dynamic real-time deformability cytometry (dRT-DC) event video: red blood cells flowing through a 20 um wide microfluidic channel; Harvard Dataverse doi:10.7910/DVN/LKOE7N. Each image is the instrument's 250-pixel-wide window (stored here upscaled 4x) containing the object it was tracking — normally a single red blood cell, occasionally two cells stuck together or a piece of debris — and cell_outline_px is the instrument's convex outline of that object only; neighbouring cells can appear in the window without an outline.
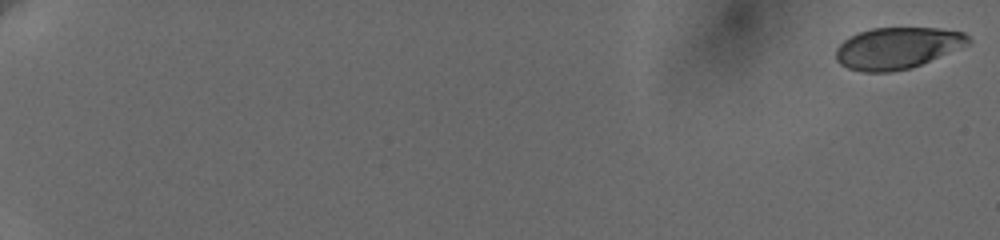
{"species": "human", "species_latin": "Homo sapiens", "temperature_condition": "cold", "stored_images_in_passage": 60, "camera_frame_rate_fps": 3000, "um_per_image_px": 0.085, "donor": {"sex": "female"}, "frame": {"image": 1, "passage_image": 1, "time_ms": 0.0, "image_size_px": [1000, 240], "cell_outline_px": [[972, 40], [968, 44], [912, 68], [892, 72], [860, 72], [848, 68], [840, 64], [836, 60], [836, 48], [844, 40], [860, 32], [872, 28], [940, 28], [964, 32]], "centroid_in_image_um": [76.26, 4.09], "position_along_channel_um": 8.7, "area_um2": 31.96}}
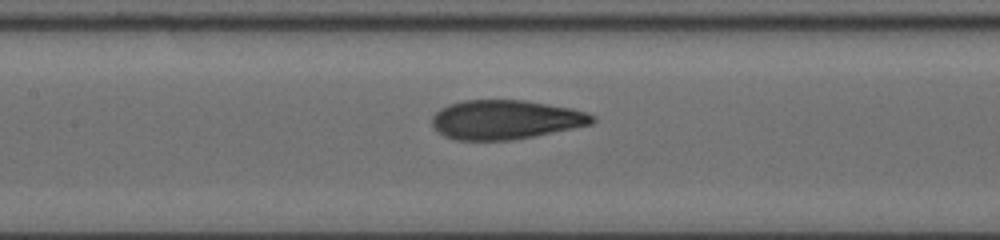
{"frame": {"image": 2, "passage_image": 33, "time_ms": 10.667, "image_size_px": [1000, 240], "cell_outline_px": [[596, 120], [592, 124], [512, 140], [456, 140], [444, 136], [432, 124], [432, 116], [440, 108], [464, 100], [524, 100], [572, 108], [588, 112], [596, 116]], "centroid_in_image_um": [42.99, 10.16], "position_along_channel_um": 164.4, "area_um2": 36.47}}
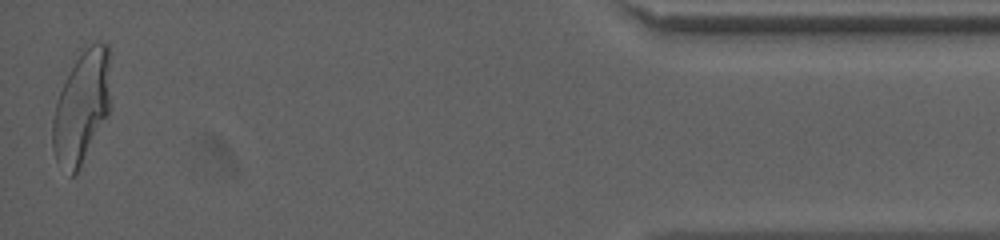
{"frame": {"image": 3, "passage_image": 60, "time_ms": 19.667, "image_size_px": [1000, 240], "cell_outline_px": [[112, 104], [108, 116], [80, 168], [72, 176], [56, 160], [52, 148], [52, 120], [56, 104], [60, 92], [76, 60], [92, 44], [108, 44]], "centroid_in_image_um": [6.98, 9.16], "position_along_channel_um": 428.2, "area_um2": 37.63}, "authors_computed_cell_mechanics": {"area_um2": 36.0383, "velocity_mm_per_s": 3.6376, "shape_relaxation_time_tau1_ms": 5.8078, "shape_relaxation_time_tau2_ms": 0.8855, "deformation_change_tau1": 0.2038, "deformation_change_tau2": 0.0784}}